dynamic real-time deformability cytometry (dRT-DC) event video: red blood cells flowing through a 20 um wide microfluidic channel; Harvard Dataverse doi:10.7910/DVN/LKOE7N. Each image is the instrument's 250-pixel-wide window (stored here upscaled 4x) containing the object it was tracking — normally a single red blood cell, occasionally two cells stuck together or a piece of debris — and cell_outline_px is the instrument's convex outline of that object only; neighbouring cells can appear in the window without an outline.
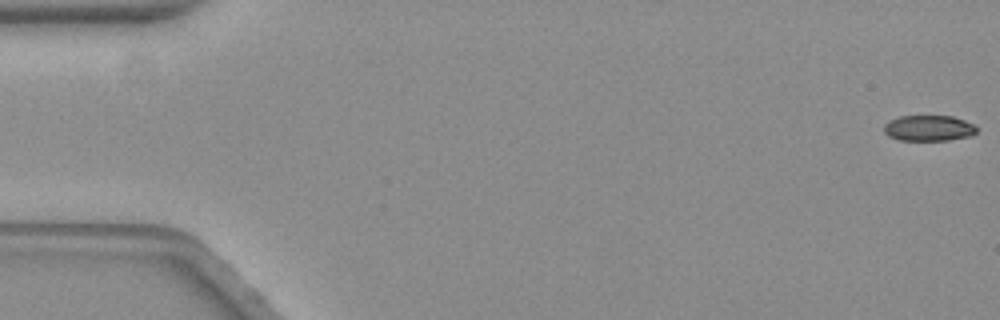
{"species": "common noctule bat (a hibernating species)", "species_latin": "Nyctalus noctula", "temperature_condition": "warm", "stored_images_in_passage": 59, "camera_frame_rate_fps": 3000, "um_per_image_px": 0.085, "animal": {"sex": "female", "body_mass_g": 19.3, "forearm_length_mm": 54.1}, "frame": {"image": 1, "passage_image": 1, "time_ms": 0.0, "image_size_px": [1000, 320], "cell_outline_px": [[976, 132], [972, 136], [948, 140], [900, 140], [888, 136], [884, 132], [884, 124], [888, 120], [900, 116], [952, 116], [964, 120], [972, 124], [976, 128]], "centroid_in_image_um": [78.91, 10.89], "position_along_channel_um": 6.1, "area_um2": 13.93}}
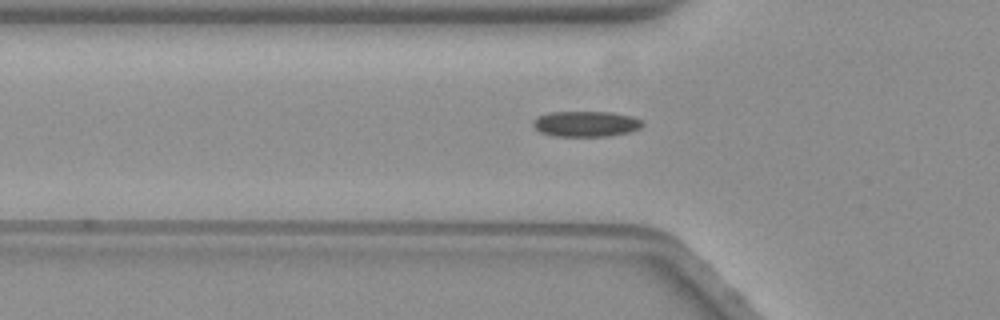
{"frame": {"image": 2, "passage_image": 20, "time_ms": 6.333, "image_size_px": [1000, 320], "cell_outline_px": [[644, 124], [640, 128], [628, 132], [608, 136], [552, 136], [540, 132], [532, 124], [532, 120], [548, 112], [612, 112], [632, 116], [640, 120]], "centroid_in_image_um": [49.79, 10.53], "position_along_channel_um": 76.0, "area_um2": 16.3}}
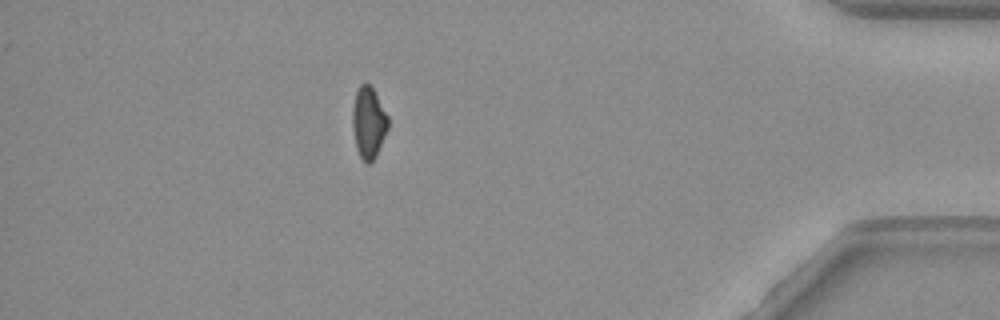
{"frame": {"image": 3, "passage_image": 52, "time_ms": 17.0, "image_size_px": [1000, 320], "cell_outline_px": [[388, 128], [376, 156], [368, 164], [360, 156], [356, 148], [352, 128], [352, 112], [356, 92], [360, 84], [368, 84], [372, 88], [388, 116]], "centroid_in_image_um": [31.32, 10.43], "position_along_channel_um": 403.9, "area_um2": 14.57}, "authors_computed_cell_mechanics": {"area_um2": 15.606, "velocity_mm_per_s": 3.5327, "shape_relaxation_time_tau1_ms": null, "shape_relaxation_time_tau2_ms": 3.5745, "deformation_change_tau1": null, "deformation_change_tau2": 0.0906}}